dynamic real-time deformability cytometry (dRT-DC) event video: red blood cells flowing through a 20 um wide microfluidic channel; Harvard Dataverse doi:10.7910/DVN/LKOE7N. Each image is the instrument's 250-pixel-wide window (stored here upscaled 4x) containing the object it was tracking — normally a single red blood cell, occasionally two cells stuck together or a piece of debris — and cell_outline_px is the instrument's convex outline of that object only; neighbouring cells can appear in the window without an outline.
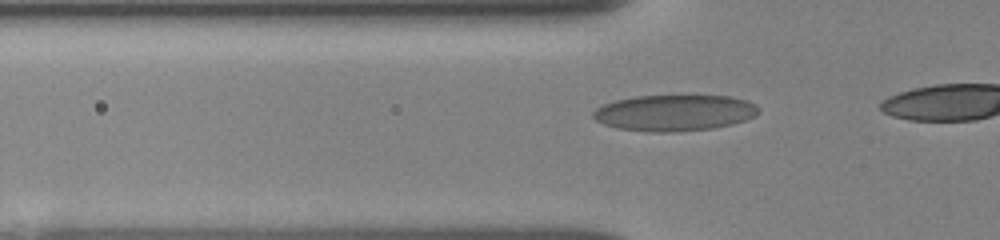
{"species": "human", "species_latin": "Homo sapiens", "temperature_condition": "room temperature", "stored_images_in_passage": 14, "camera_frame_rate_fps": 3000, "um_per_image_px": 0.085, "donor": {"sex": "female"}, "frame": {"image": 1, "passage_image": 10, "time_ms": 4.333, "image_size_px": [1000, 240], "cell_outline_px": [[760, 112], [756, 116], [732, 124], [712, 128], [672, 132], [648, 132], [616, 128], [604, 124], [596, 120], [592, 116], [592, 112], [596, 108], [604, 104], [616, 100], [636, 96], [692, 92], [732, 96], [748, 100], [756, 104], [760, 108]], "centroid_in_image_um": [57.39, 9.53], "position_along_channel_um": 68.4, "area_um2": 36.41}}